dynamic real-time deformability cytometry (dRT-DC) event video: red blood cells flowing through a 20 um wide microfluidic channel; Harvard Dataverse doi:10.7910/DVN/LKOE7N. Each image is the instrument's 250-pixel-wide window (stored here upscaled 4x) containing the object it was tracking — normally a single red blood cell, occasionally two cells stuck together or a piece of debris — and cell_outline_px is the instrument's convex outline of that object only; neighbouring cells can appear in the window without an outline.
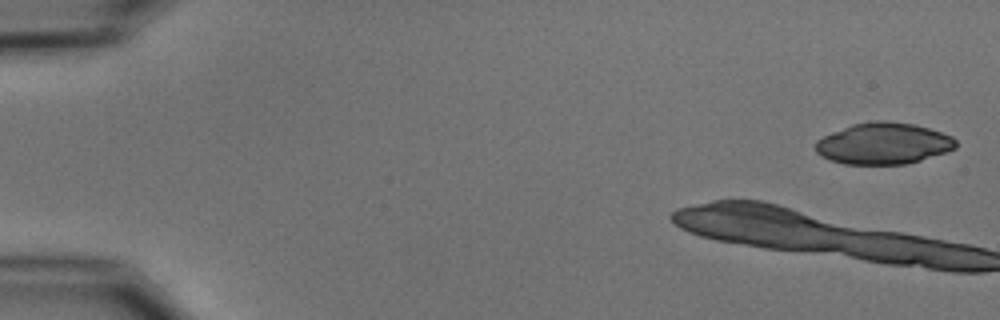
{"species": "common noctule bat (a hibernating species)", "species_latin": "Nyctalus noctula", "temperature_condition": "cold", "stored_images_in_passage": 5, "camera_frame_rate_fps": 3000, "um_per_image_px": 0.085, "animal": {"sex": "male", "body_mass_g": 15.6}, "frame": {"image": 1, "passage_image": 1, "time_ms": 0.0, "image_size_px": [1000, 320], "cell_outline_px": [[956, 148], [908, 164], [844, 164], [828, 160], [820, 156], [816, 152], [816, 140], [832, 132], [852, 124], [872, 120], [884, 120], [916, 124], [952, 136], [956, 140]], "centroid_in_image_um": [75.06, 12.19], "position_along_channel_um": 9.9, "area_um2": 33.99}}